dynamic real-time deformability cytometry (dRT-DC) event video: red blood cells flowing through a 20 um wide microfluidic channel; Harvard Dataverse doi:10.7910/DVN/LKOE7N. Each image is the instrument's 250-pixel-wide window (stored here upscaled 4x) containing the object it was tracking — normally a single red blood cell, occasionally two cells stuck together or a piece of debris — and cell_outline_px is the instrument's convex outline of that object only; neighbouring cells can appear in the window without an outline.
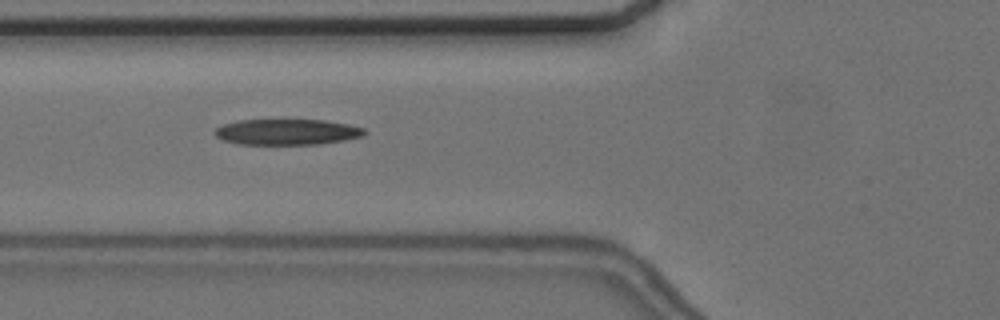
{"species": "common noctule bat (a hibernating species)", "species_latin": "Nyctalus noctula", "temperature_condition": "cold", "stored_images_in_passage": 12, "camera_frame_rate_fps": 3000, "um_per_image_px": 0.085, "animal": {"sex": "female", "body_mass_g": 24.6, "forearm_length_mm": 56.2}, "frame": {"image": 1, "passage_image": 3, "time_ms": 0.667, "image_size_px": [1000, 320], "cell_outline_px": [[368, 132], [364, 136], [344, 140], [320, 144], [240, 144], [224, 140], [216, 136], [212, 132], [216, 128], [224, 124], [240, 120], [324, 120], [348, 124], [364, 128]], "centroid_in_image_um": [24.43, 11.21], "position_along_channel_um": 101.4, "area_um2": 22.48}}
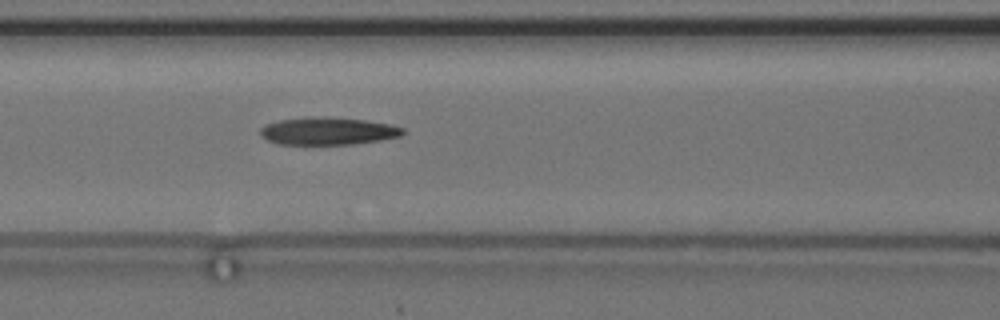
{"frame": {"image": 2, "passage_image": 6, "time_ms": 1.667, "image_size_px": [1000, 320], "cell_outline_px": [[404, 132], [400, 136], [380, 140], [352, 144], [276, 144], [260, 136], [260, 128], [264, 124], [280, 120], [304, 116], [328, 116], [364, 120], [388, 124], [404, 128]], "centroid_in_image_um": [27.81, 11.13], "position_along_channel_um": 138.8, "area_um2": 23.06}}